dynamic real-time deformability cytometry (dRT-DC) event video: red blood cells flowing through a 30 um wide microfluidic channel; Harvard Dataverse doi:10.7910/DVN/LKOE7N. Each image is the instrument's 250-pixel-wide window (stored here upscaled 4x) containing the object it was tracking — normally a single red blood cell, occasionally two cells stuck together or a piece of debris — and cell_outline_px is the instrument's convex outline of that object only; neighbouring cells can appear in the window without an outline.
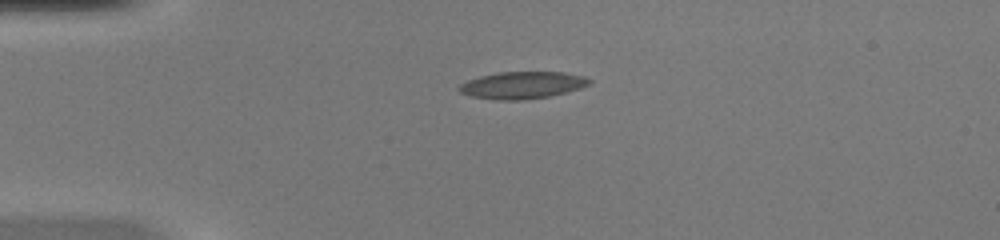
{"species": "common noctule bat (a hibernating species)", "species_latin": "Nyctalus noctula", "temperature_condition": "warm", "stored_images_in_passage": 34, "camera_frame_rate_fps": 3000, "um_per_image_px": 0.085, "animal": {"sex": "female", "body_mass_g": 20.0, "forearm_length_mm": 54.0}, "frame": {"image": 1, "passage_image": 1, "time_ms": 0.0, "image_size_px": [1000, 240], "cell_outline_px": [[592, 80], [588, 84], [580, 88], [548, 96], [524, 100], [496, 100], [472, 96], [460, 92], [456, 88], [460, 84], [468, 80], [480, 76], [496, 72], [564, 72], [584, 76]], "centroid_in_image_um": [44.36, 7.23], "position_along_channel_um": 40.6, "area_um2": 20.46}}
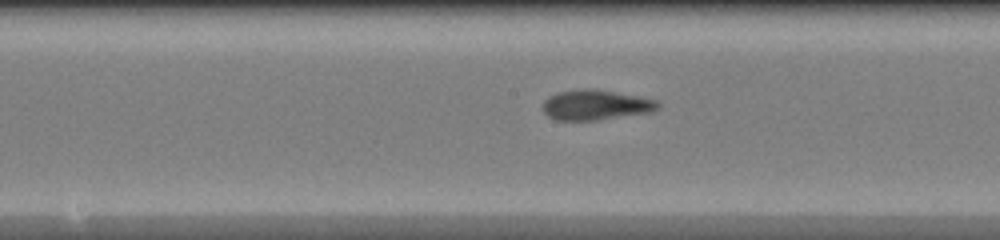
{"frame": {"image": 2, "passage_image": 15, "time_ms": 4.667, "image_size_px": [1000, 240], "cell_outline_px": [[660, 108], [652, 112], [596, 120], [556, 120], [548, 116], [540, 108], [544, 100], [548, 96], [560, 92], [584, 88], [592, 88], [640, 96], [660, 100]], "centroid_in_image_um": [50.66, 8.91], "position_along_channel_um": 197.5, "area_um2": 20.52}}
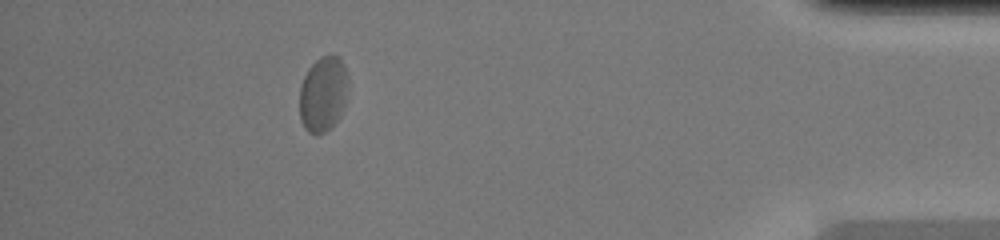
{"frame": {"image": 3, "passage_image": 34, "time_ms": 11.0, "image_size_px": [1000, 240], "cell_outline_px": [[348, 96], [340, 116], [324, 132], [316, 136], [308, 132], [304, 128], [300, 120], [300, 88], [304, 76], [308, 68], [320, 56], [332, 52], [344, 64], [348, 80]], "centroid_in_image_um": [27.47, 7.97], "position_along_channel_um": 407.7, "area_um2": 21.68}, "authors_computed_cell_mechanics": {"area_um2": 20.23, "velocity_mm_per_s": 4.0894, "shape_relaxation_time_tau1_ms": 5.769, "shape_relaxation_time_tau2_ms": 2.0153, "deformation_change_tau1": 0.1931, "deformation_change_tau2": 0.0834}}